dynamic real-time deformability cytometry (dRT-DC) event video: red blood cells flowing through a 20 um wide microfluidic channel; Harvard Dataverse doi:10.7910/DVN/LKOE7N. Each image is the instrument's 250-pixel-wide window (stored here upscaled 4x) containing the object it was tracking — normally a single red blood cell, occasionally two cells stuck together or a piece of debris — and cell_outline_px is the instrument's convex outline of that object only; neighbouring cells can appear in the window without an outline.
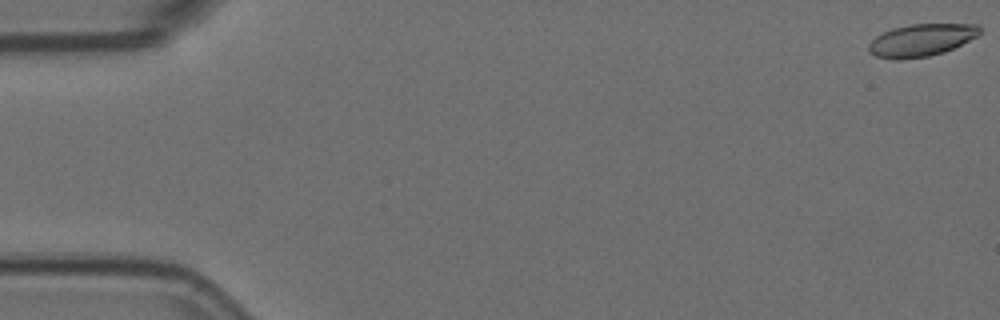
{"species": "Egyptian fruit bat (a non-hibernating species)", "species_latin": "Rousettus aegyptiacus", "temperature_condition": "room temperature", "stored_images_in_passage": 17, "camera_frame_rate_fps": 3000, "um_per_image_px": 0.085, "animal": {"sex": "female"}, "frame": {"image": 1, "passage_image": 1, "time_ms": 0.0, "image_size_px": [1000, 320], "cell_outline_px": [[980, 32], [976, 36], [944, 52], [928, 56], [900, 60], [896, 60], [876, 56], [868, 52], [868, 44], [876, 36], [892, 28], [908, 24], [976, 24], [980, 28]], "centroid_in_image_um": [78.25, 3.41], "position_along_channel_um": 6.7, "area_um2": 20.81}}
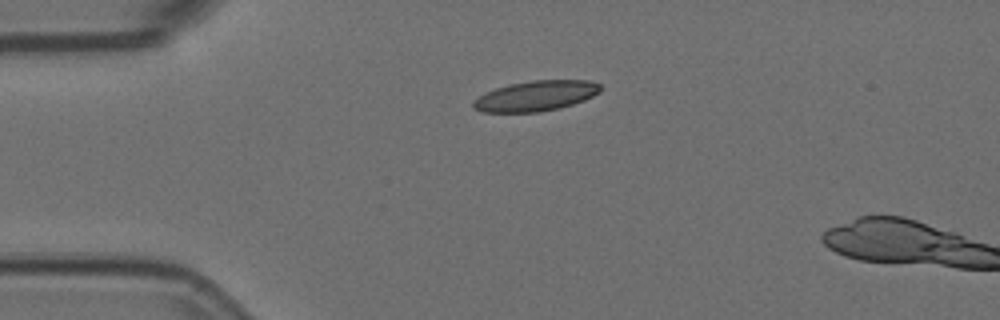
{"frame": {"image": 2, "passage_image": 14, "time_ms": 4.333, "image_size_px": [1000, 320], "cell_outline_px": [[600, 92], [584, 100], [560, 108], [540, 112], [484, 112], [472, 108], [472, 100], [484, 92], [508, 84], [532, 80], [592, 80], [600, 84]], "centroid_in_image_um": [45.51, 8.15], "position_along_channel_um": 39.5, "area_um2": 22.66}}